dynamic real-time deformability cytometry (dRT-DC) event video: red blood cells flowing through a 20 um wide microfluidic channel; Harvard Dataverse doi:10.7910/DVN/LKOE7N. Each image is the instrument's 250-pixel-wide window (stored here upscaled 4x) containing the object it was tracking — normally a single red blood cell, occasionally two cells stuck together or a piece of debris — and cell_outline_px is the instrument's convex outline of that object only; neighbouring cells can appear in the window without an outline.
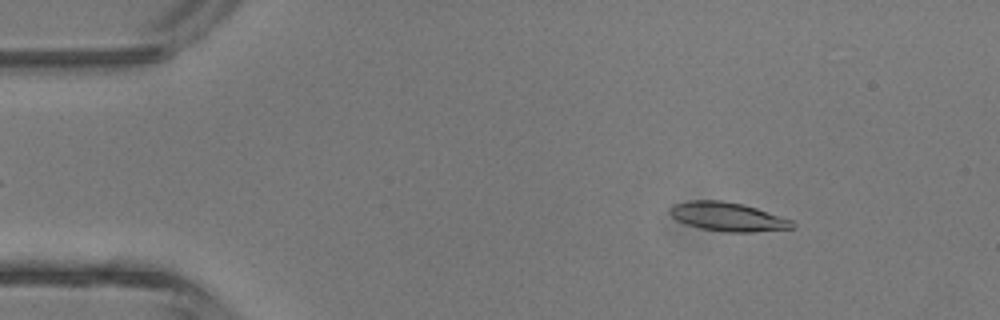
{"species": "common noctule bat (a hibernating species)", "species_latin": "Nyctalus noctula", "temperature_condition": "room temperature", "stored_images_in_passage": 4, "camera_frame_rate_fps": 3000, "um_per_image_px": 0.085, "animal": {"sex": "male", "body_mass_g": 13.3}, "frame": {"image": 1, "passage_image": 1, "time_ms": 0.0, "image_size_px": [1000, 320], "cell_outline_px": [[796, 228], [752, 232], [728, 232], [700, 228], [676, 220], [668, 212], [668, 208], [672, 204], [692, 200], [720, 200], [744, 204], [792, 220], [796, 224]], "centroid_in_image_um": [61.85, 18.42], "position_along_channel_um": 23.1, "area_um2": 20.63}}
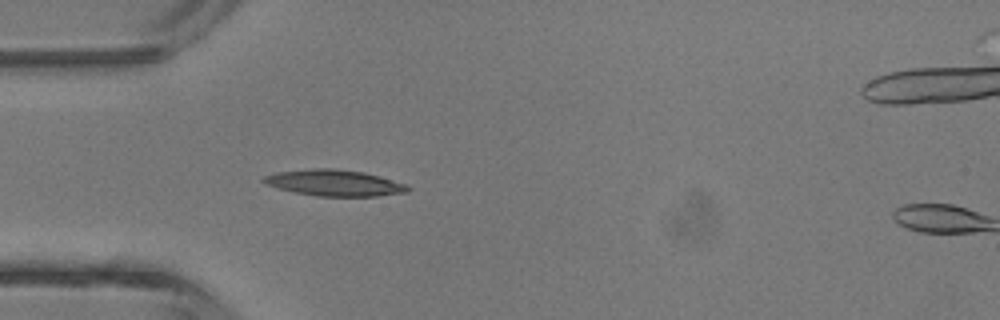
{"frame": {"image": 2, "passage_image": 3, "time_ms": 2.333, "image_size_px": [1000, 320], "cell_outline_px": [[408, 192], [376, 196], [316, 196], [276, 188], [260, 180], [264, 176], [276, 172], [316, 168], [332, 168], [364, 172], [408, 184]], "centroid_in_image_um": [28.42, 15.54], "position_along_channel_um": 56.6, "area_um2": 21.91}}